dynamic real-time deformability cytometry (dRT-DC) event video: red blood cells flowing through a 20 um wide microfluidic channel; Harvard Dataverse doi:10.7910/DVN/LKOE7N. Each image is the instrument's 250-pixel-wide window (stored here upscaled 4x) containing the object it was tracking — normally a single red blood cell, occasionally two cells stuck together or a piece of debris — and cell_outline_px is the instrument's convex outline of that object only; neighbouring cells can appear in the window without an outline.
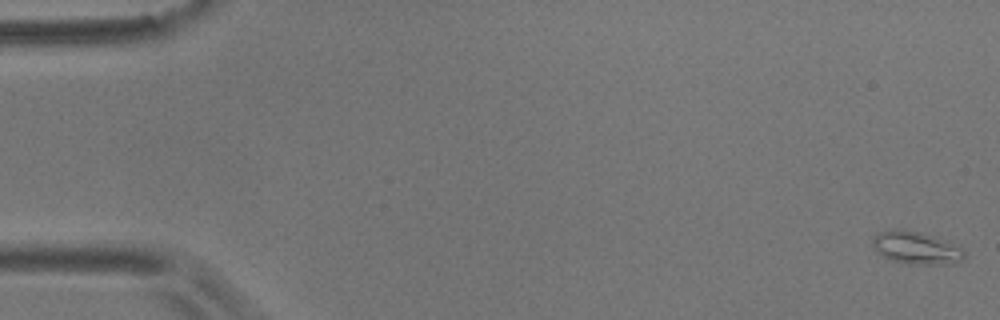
{"species": "common noctule bat (a hibernating species)", "species_latin": "Nyctalus noctula", "temperature_condition": "room temperature", "stored_images_in_passage": 57, "camera_frame_rate_fps": 3000, "um_per_image_px": 0.085, "animal": {"sex": "male", "body_mass_g": 17.9}, "frame": {"image": 1, "passage_image": 1, "time_ms": 0.0, "image_size_px": [1000, 320], "cell_outline_px": [[964, 260], [952, 264], [912, 264], [892, 260], [884, 256], [872, 244], [872, 236], [876, 232], [896, 228], [920, 232], [944, 240], [960, 248], [964, 252]], "centroid_in_image_um": [77.85, 21.05], "position_along_channel_um": 7.1, "area_um2": 17.22}}
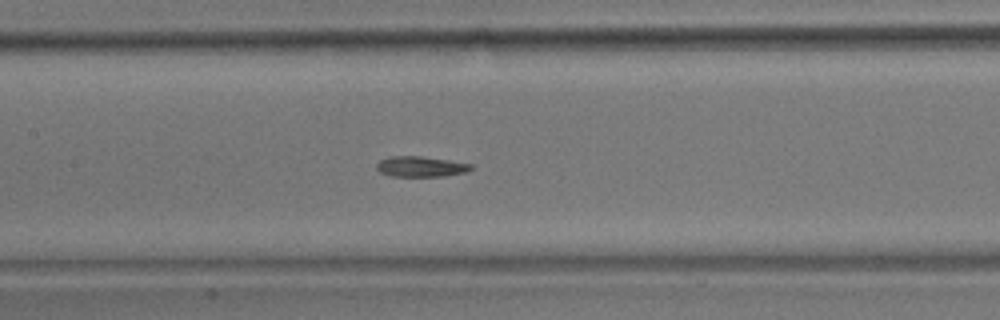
{"frame": {"image": 2, "passage_image": 27, "time_ms": 8.667, "image_size_px": [1000, 320], "cell_outline_px": [[472, 168], [464, 172], [444, 176], [392, 176], [380, 172], [376, 168], [376, 164], [380, 160], [388, 156], [420, 156], [448, 160], [472, 164]], "centroid_in_image_um": [35.72, 14.15], "position_along_channel_um": 171.7, "area_um2": 11.16}}
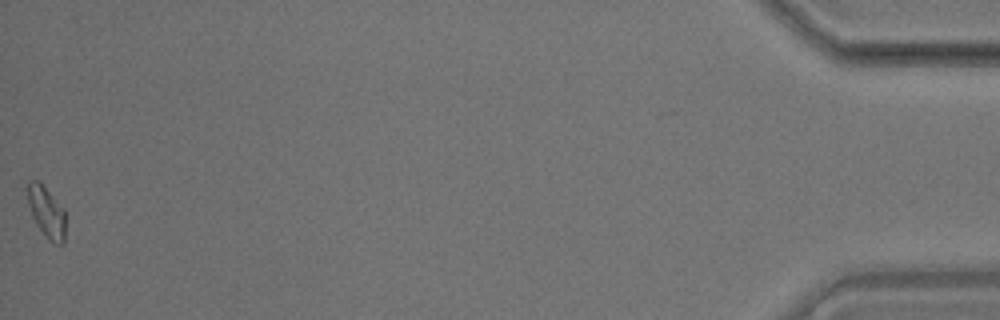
{"frame": {"image": 3, "passage_image": 57, "time_ms": 18.667, "image_size_px": [1000, 320], "cell_outline_px": [[64, 244], [56, 244], [48, 240], [36, 224], [32, 216], [28, 204], [28, 180], [40, 180], [64, 208]], "centroid_in_image_um": [3.95, 18.0], "position_along_channel_um": 431.3, "area_um2": 11.39}, "authors_computed_cell_mechanics": {"area_um2": 11.56, "velocity_mm_per_s": 3.5611, "shape_relaxation_time_tau1_ms": null, "shape_relaxation_time_tau2_ms": 5.0269, "deformation_change_tau1": null, "deformation_change_tau2": 0.103}}